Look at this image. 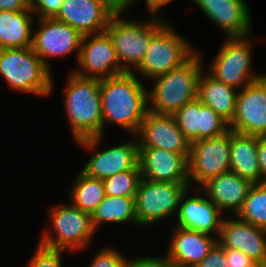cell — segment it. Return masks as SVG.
Masks as SVG:
<instances>
[{
    "label": "cell",
    "mask_w": 266,
    "mask_h": 267,
    "mask_svg": "<svg viewBox=\"0 0 266 267\" xmlns=\"http://www.w3.org/2000/svg\"><path fill=\"white\" fill-rule=\"evenodd\" d=\"M103 135L108 123L132 136L140 129L148 111L147 88L133 72L101 79Z\"/></svg>",
    "instance_id": "cell-1"
},
{
    "label": "cell",
    "mask_w": 266,
    "mask_h": 267,
    "mask_svg": "<svg viewBox=\"0 0 266 267\" xmlns=\"http://www.w3.org/2000/svg\"><path fill=\"white\" fill-rule=\"evenodd\" d=\"M63 102L75 142L103 135L101 79L84 78L70 70Z\"/></svg>",
    "instance_id": "cell-2"
},
{
    "label": "cell",
    "mask_w": 266,
    "mask_h": 267,
    "mask_svg": "<svg viewBox=\"0 0 266 267\" xmlns=\"http://www.w3.org/2000/svg\"><path fill=\"white\" fill-rule=\"evenodd\" d=\"M201 54L196 51L176 69L156 77L154 86L147 90L148 110L174 116L185 104L197 98L198 81L204 67Z\"/></svg>",
    "instance_id": "cell-3"
},
{
    "label": "cell",
    "mask_w": 266,
    "mask_h": 267,
    "mask_svg": "<svg viewBox=\"0 0 266 267\" xmlns=\"http://www.w3.org/2000/svg\"><path fill=\"white\" fill-rule=\"evenodd\" d=\"M52 75L32 47L0 49V76L10 89L46 97L53 92Z\"/></svg>",
    "instance_id": "cell-4"
},
{
    "label": "cell",
    "mask_w": 266,
    "mask_h": 267,
    "mask_svg": "<svg viewBox=\"0 0 266 267\" xmlns=\"http://www.w3.org/2000/svg\"><path fill=\"white\" fill-rule=\"evenodd\" d=\"M51 226L42 231L39 244L52 249L77 253L91 245L97 233L91 214L83 212L71 202L52 206L48 210Z\"/></svg>",
    "instance_id": "cell-5"
},
{
    "label": "cell",
    "mask_w": 266,
    "mask_h": 267,
    "mask_svg": "<svg viewBox=\"0 0 266 267\" xmlns=\"http://www.w3.org/2000/svg\"><path fill=\"white\" fill-rule=\"evenodd\" d=\"M112 16L106 32L109 34L121 66L133 72L143 61L151 37L168 21L150 16L146 21Z\"/></svg>",
    "instance_id": "cell-6"
},
{
    "label": "cell",
    "mask_w": 266,
    "mask_h": 267,
    "mask_svg": "<svg viewBox=\"0 0 266 267\" xmlns=\"http://www.w3.org/2000/svg\"><path fill=\"white\" fill-rule=\"evenodd\" d=\"M168 21L151 37L145 57L133 71L149 80L176 69L197 50Z\"/></svg>",
    "instance_id": "cell-7"
},
{
    "label": "cell",
    "mask_w": 266,
    "mask_h": 267,
    "mask_svg": "<svg viewBox=\"0 0 266 267\" xmlns=\"http://www.w3.org/2000/svg\"><path fill=\"white\" fill-rule=\"evenodd\" d=\"M252 36L224 39L218 53L207 69L220 82L237 90L262 78V74L252 70Z\"/></svg>",
    "instance_id": "cell-8"
},
{
    "label": "cell",
    "mask_w": 266,
    "mask_h": 267,
    "mask_svg": "<svg viewBox=\"0 0 266 267\" xmlns=\"http://www.w3.org/2000/svg\"><path fill=\"white\" fill-rule=\"evenodd\" d=\"M189 188V184L141 178L134 196L137 225L152 226L174 215L176 218L181 197Z\"/></svg>",
    "instance_id": "cell-9"
},
{
    "label": "cell",
    "mask_w": 266,
    "mask_h": 267,
    "mask_svg": "<svg viewBox=\"0 0 266 267\" xmlns=\"http://www.w3.org/2000/svg\"><path fill=\"white\" fill-rule=\"evenodd\" d=\"M132 137L133 141L102 150L97 147L102 143L103 135L77 141L80 147L91 153L81 171L89 177L104 180L117 173L135 169L139 162V143L136 135Z\"/></svg>",
    "instance_id": "cell-10"
},
{
    "label": "cell",
    "mask_w": 266,
    "mask_h": 267,
    "mask_svg": "<svg viewBox=\"0 0 266 267\" xmlns=\"http://www.w3.org/2000/svg\"><path fill=\"white\" fill-rule=\"evenodd\" d=\"M231 130L225 134L191 143L188 157L189 186L230 171Z\"/></svg>",
    "instance_id": "cell-11"
},
{
    "label": "cell",
    "mask_w": 266,
    "mask_h": 267,
    "mask_svg": "<svg viewBox=\"0 0 266 267\" xmlns=\"http://www.w3.org/2000/svg\"><path fill=\"white\" fill-rule=\"evenodd\" d=\"M76 62L78 66L72 72L84 78L105 79L127 72L106 31L83 36Z\"/></svg>",
    "instance_id": "cell-12"
},
{
    "label": "cell",
    "mask_w": 266,
    "mask_h": 267,
    "mask_svg": "<svg viewBox=\"0 0 266 267\" xmlns=\"http://www.w3.org/2000/svg\"><path fill=\"white\" fill-rule=\"evenodd\" d=\"M38 30L33 32L32 49L52 71L49 58H64L76 52L78 59L83 35L67 23L55 18H37Z\"/></svg>",
    "instance_id": "cell-13"
},
{
    "label": "cell",
    "mask_w": 266,
    "mask_h": 267,
    "mask_svg": "<svg viewBox=\"0 0 266 267\" xmlns=\"http://www.w3.org/2000/svg\"><path fill=\"white\" fill-rule=\"evenodd\" d=\"M229 128L246 135H266V80L263 77L238 91Z\"/></svg>",
    "instance_id": "cell-14"
},
{
    "label": "cell",
    "mask_w": 266,
    "mask_h": 267,
    "mask_svg": "<svg viewBox=\"0 0 266 267\" xmlns=\"http://www.w3.org/2000/svg\"><path fill=\"white\" fill-rule=\"evenodd\" d=\"M139 148H158L189 154L191 143L176 123L174 116L147 111L136 134Z\"/></svg>",
    "instance_id": "cell-15"
},
{
    "label": "cell",
    "mask_w": 266,
    "mask_h": 267,
    "mask_svg": "<svg viewBox=\"0 0 266 267\" xmlns=\"http://www.w3.org/2000/svg\"><path fill=\"white\" fill-rule=\"evenodd\" d=\"M226 37L251 36L252 18L246 0H191Z\"/></svg>",
    "instance_id": "cell-16"
},
{
    "label": "cell",
    "mask_w": 266,
    "mask_h": 267,
    "mask_svg": "<svg viewBox=\"0 0 266 267\" xmlns=\"http://www.w3.org/2000/svg\"><path fill=\"white\" fill-rule=\"evenodd\" d=\"M189 154H179L158 148H139L141 178L151 181L189 184Z\"/></svg>",
    "instance_id": "cell-17"
},
{
    "label": "cell",
    "mask_w": 266,
    "mask_h": 267,
    "mask_svg": "<svg viewBox=\"0 0 266 267\" xmlns=\"http://www.w3.org/2000/svg\"><path fill=\"white\" fill-rule=\"evenodd\" d=\"M227 218L222 220L217 242L223 248L245 253L258 265H266V229L236 218V215L234 219Z\"/></svg>",
    "instance_id": "cell-18"
},
{
    "label": "cell",
    "mask_w": 266,
    "mask_h": 267,
    "mask_svg": "<svg viewBox=\"0 0 266 267\" xmlns=\"http://www.w3.org/2000/svg\"><path fill=\"white\" fill-rule=\"evenodd\" d=\"M192 187L182 195L176 216V226L218 237L224 214L199 188L195 196L187 197ZM202 193V194H201ZM198 194V195H197ZM214 232V233H213Z\"/></svg>",
    "instance_id": "cell-19"
},
{
    "label": "cell",
    "mask_w": 266,
    "mask_h": 267,
    "mask_svg": "<svg viewBox=\"0 0 266 267\" xmlns=\"http://www.w3.org/2000/svg\"><path fill=\"white\" fill-rule=\"evenodd\" d=\"M174 118L190 143L218 137L230 130L229 123L198 98L180 108Z\"/></svg>",
    "instance_id": "cell-20"
},
{
    "label": "cell",
    "mask_w": 266,
    "mask_h": 267,
    "mask_svg": "<svg viewBox=\"0 0 266 267\" xmlns=\"http://www.w3.org/2000/svg\"><path fill=\"white\" fill-rule=\"evenodd\" d=\"M175 227L166 255L178 267H195L217 243V237L182 227Z\"/></svg>",
    "instance_id": "cell-21"
},
{
    "label": "cell",
    "mask_w": 266,
    "mask_h": 267,
    "mask_svg": "<svg viewBox=\"0 0 266 267\" xmlns=\"http://www.w3.org/2000/svg\"><path fill=\"white\" fill-rule=\"evenodd\" d=\"M111 17L99 0H64L55 19L84 36L104 32Z\"/></svg>",
    "instance_id": "cell-22"
},
{
    "label": "cell",
    "mask_w": 266,
    "mask_h": 267,
    "mask_svg": "<svg viewBox=\"0 0 266 267\" xmlns=\"http://www.w3.org/2000/svg\"><path fill=\"white\" fill-rule=\"evenodd\" d=\"M252 185L249 180L228 171L208 179L199 188L223 214L228 211L235 216L241 210Z\"/></svg>",
    "instance_id": "cell-23"
},
{
    "label": "cell",
    "mask_w": 266,
    "mask_h": 267,
    "mask_svg": "<svg viewBox=\"0 0 266 267\" xmlns=\"http://www.w3.org/2000/svg\"><path fill=\"white\" fill-rule=\"evenodd\" d=\"M258 137L231 130L230 171L252 184L263 183L258 163Z\"/></svg>",
    "instance_id": "cell-24"
},
{
    "label": "cell",
    "mask_w": 266,
    "mask_h": 267,
    "mask_svg": "<svg viewBox=\"0 0 266 267\" xmlns=\"http://www.w3.org/2000/svg\"><path fill=\"white\" fill-rule=\"evenodd\" d=\"M238 91L215 79L203 69L198 81L197 98L230 123L235 114Z\"/></svg>",
    "instance_id": "cell-25"
},
{
    "label": "cell",
    "mask_w": 266,
    "mask_h": 267,
    "mask_svg": "<svg viewBox=\"0 0 266 267\" xmlns=\"http://www.w3.org/2000/svg\"><path fill=\"white\" fill-rule=\"evenodd\" d=\"M33 11H0V49L32 47Z\"/></svg>",
    "instance_id": "cell-26"
},
{
    "label": "cell",
    "mask_w": 266,
    "mask_h": 267,
    "mask_svg": "<svg viewBox=\"0 0 266 267\" xmlns=\"http://www.w3.org/2000/svg\"><path fill=\"white\" fill-rule=\"evenodd\" d=\"M92 224L95 231L105 223H129L137 225L134 196H108L92 213Z\"/></svg>",
    "instance_id": "cell-27"
},
{
    "label": "cell",
    "mask_w": 266,
    "mask_h": 267,
    "mask_svg": "<svg viewBox=\"0 0 266 267\" xmlns=\"http://www.w3.org/2000/svg\"><path fill=\"white\" fill-rule=\"evenodd\" d=\"M70 191V202L91 215L106 196L103 181L89 177L81 170L75 177Z\"/></svg>",
    "instance_id": "cell-28"
},
{
    "label": "cell",
    "mask_w": 266,
    "mask_h": 267,
    "mask_svg": "<svg viewBox=\"0 0 266 267\" xmlns=\"http://www.w3.org/2000/svg\"><path fill=\"white\" fill-rule=\"evenodd\" d=\"M236 217L256 227L266 229V181L250 187Z\"/></svg>",
    "instance_id": "cell-29"
},
{
    "label": "cell",
    "mask_w": 266,
    "mask_h": 267,
    "mask_svg": "<svg viewBox=\"0 0 266 267\" xmlns=\"http://www.w3.org/2000/svg\"><path fill=\"white\" fill-rule=\"evenodd\" d=\"M141 180L139 165L133 170H127L108 177L103 181L105 195L135 196Z\"/></svg>",
    "instance_id": "cell-30"
},
{
    "label": "cell",
    "mask_w": 266,
    "mask_h": 267,
    "mask_svg": "<svg viewBox=\"0 0 266 267\" xmlns=\"http://www.w3.org/2000/svg\"><path fill=\"white\" fill-rule=\"evenodd\" d=\"M37 244L34 255H32L25 267H62V253L67 251Z\"/></svg>",
    "instance_id": "cell-31"
},
{
    "label": "cell",
    "mask_w": 266,
    "mask_h": 267,
    "mask_svg": "<svg viewBox=\"0 0 266 267\" xmlns=\"http://www.w3.org/2000/svg\"><path fill=\"white\" fill-rule=\"evenodd\" d=\"M128 258L113 246H104L96 252L89 267H126Z\"/></svg>",
    "instance_id": "cell-32"
},
{
    "label": "cell",
    "mask_w": 266,
    "mask_h": 267,
    "mask_svg": "<svg viewBox=\"0 0 266 267\" xmlns=\"http://www.w3.org/2000/svg\"><path fill=\"white\" fill-rule=\"evenodd\" d=\"M64 0H29V8L38 18H55Z\"/></svg>",
    "instance_id": "cell-33"
},
{
    "label": "cell",
    "mask_w": 266,
    "mask_h": 267,
    "mask_svg": "<svg viewBox=\"0 0 266 267\" xmlns=\"http://www.w3.org/2000/svg\"><path fill=\"white\" fill-rule=\"evenodd\" d=\"M126 267H178L166 254L153 257H138L127 260Z\"/></svg>",
    "instance_id": "cell-34"
},
{
    "label": "cell",
    "mask_w": 266,
    "mask_h": 267,
    "mask_svg": "<svg viewBox=\"0 0 266 267\" xmlns=\"http://www.w3.org/2000/svg\"><path fill=\"white\" fill-rule=\"evenodd\" d=\"M227 264L225 248L217 242L209 254L195 267H228Z\"/></svg>",
    "instance_id": "cell-35"
},
{
    "label": "cell",
    "mask_w": 266,
    "mask_h": 267,
    "mask_svg": "<svg viewBox=\"0 0 266 267\" xmlns=\"http://www.w3.org/2000/svg\"><path fill=\"white\" fill-rule=\"evenodd\" d=\"M228 267H255L258 264L245 253L232 248H225Z\"/></svg>",
    "instance_id": "cell-36"
},
{
    "label": "cell",
    "mask_w": 266,
    "mask_h": 267,
    "mask_svg": "<svg viewBox=\"0 0 266 267\" xmlns=\"http://www.w3.org/2000/svg\"><path fill=\"white\" fill-rule=\"evenodd\" d=\"M99 2L111 16H122L125 11L127 13L129 8L131 9V6H135L138 0H99Z\"/></svg>",
    "instance_id": "cell-37"
},
{
    "label": "cell",
    "mask_w": 266,
    "mask_h": 267,
    "mask_svg": "<svg viewBox=\"0 0 266 267\" xmlns=\"http://www.w3.org/2000/svg\"><path fill=\"white\" fill-rule=\"evenodd\" d=\"M257 154H258L259 168L261 171V178L265 182L266 181V137L265 136L258 137Z\"/></svg>",
    "instance_id": "cell-38"
},
{
    "label": "cell",
    "mask_w": 266,
    "mask_h": 267,
    "mask_svg": "<svg viewBox=\"0 0 266 267\" xmlns=\"http://www.w3.org/2000/svg\"><path fill=\"white\" fill-rule=\"evenodd\" d=\"M29 8V0H0V11H25Z\"/></svg>",
    "instance_id": "cell-39"
},
{
    "label": "cell",
    "mask_w": 266,
    "mask_h": 267,
    "mask_svg": "<svg viewBox=\"0 0 266 267\" xmlns=\"http://www.w3.org/2000/svg\"><path fill=\"white\" fill-rule=\"evenodd\" d=\"M173 0H145V9L150 14L149 16L159 17L158 12ZM141 2L138 0V3Z\"/></svg>",
    "instance_id": "cell-40"
},
{
    "label": "cell",
    "mask_w": 266,
    "mask_h": 267,
    "mask_svg": "<svg viewBox=\"0 0 266 267\" xmlns=\"http://www.w3.org/2000/svg\"><path fill=\"white\" fill-rule=\"evenodd\" d=\"M255 267H266V265H257Z\"/></svg>",
    "instance_id": "cell-41"
},
{
    "label": "cell",
    "mask_w": 266,
    "mask_h": 267,
    "mask_svg": "<svg viewBox=\"0 0 266 267\" xmlns=\"http://www.w3.org/2000/svg\"><path fill=\"white\" fill-rule=\"evenodd\" d=\"M262 77L266 80V74H262Z\"/></svg>",
    "instance_id": "cell-42"
}]
</instances>
